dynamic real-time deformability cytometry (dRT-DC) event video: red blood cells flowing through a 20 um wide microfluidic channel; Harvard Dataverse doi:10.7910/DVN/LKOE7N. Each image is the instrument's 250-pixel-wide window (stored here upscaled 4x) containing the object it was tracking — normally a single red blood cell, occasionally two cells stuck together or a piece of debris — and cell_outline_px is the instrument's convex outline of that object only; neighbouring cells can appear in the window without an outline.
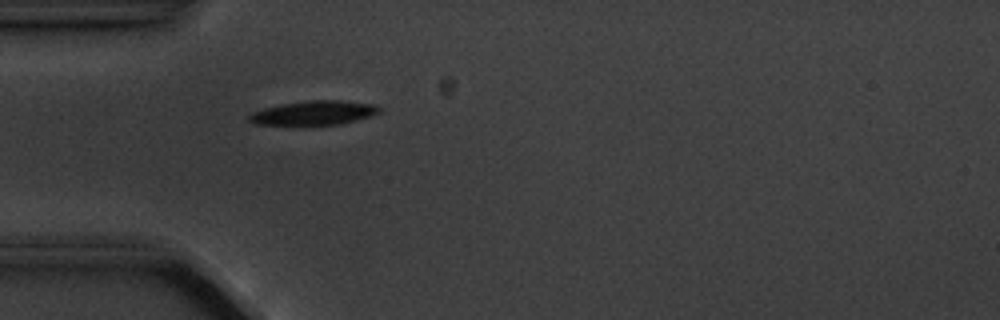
{"species": "common noctule bat (a hibernating species)", "species_latin": "Nyctalus noctula", "temperature_condition": "cold", "stored_images_in_passage": 2, "camera_frame_rate_fps": 3000, "um_per_image_px": 0.085, "animal": {"sex": "male", "body_mass_g": 20.1, "forearm_length_mm": 53.5}, "frame": {"image": 1, "passage_image": 2, "time_ms": 1.333, "image_size_px": [1000, 320], "cell_outline_px": [[380, 112], [368, 116], [340, 124], [256, 124], [248, 120], [248, 116], [252, 112], [264, 108], [280, 104], [312, 100], [340, 100], [376, 104], [380, 108]], "centroid_in_image_um": [26.68, 9.57], "position_along_channel_um": 58.3, "area_um2": 17.98}}